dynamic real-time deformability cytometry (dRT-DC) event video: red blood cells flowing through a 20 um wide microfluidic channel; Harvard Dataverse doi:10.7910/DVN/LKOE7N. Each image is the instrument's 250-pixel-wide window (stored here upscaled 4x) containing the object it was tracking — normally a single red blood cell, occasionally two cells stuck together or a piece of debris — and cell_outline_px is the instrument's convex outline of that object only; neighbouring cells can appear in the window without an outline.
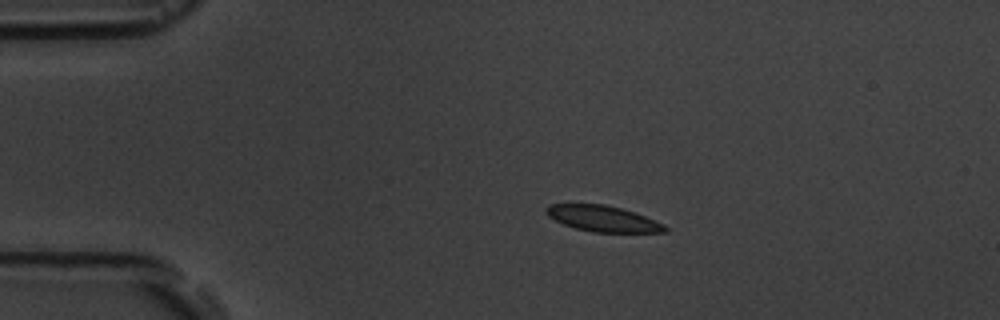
{"species": "common noctule bat (a hibernating species)", "species_latin": "Nyctalus noctula", "temperature_condition": "room temperature", "stored_images_in_passage": 6, "camera_frame_rate_fps": 3000, "um_per_image_px": 0.085, "animal": {"sex": "male", "body_mass_g": 19.5, "forearm_length_mm": 54.6}, "frame": {"image": 1, "passage_image": 3, "time_ms": 2.333, "image_size_px": [1000, 320], "cell_outline_px": [[672, 228], [668, 232], [592, 232], [576, 228], [564, 224], [548, 216], [544, 212], [544, 208], [548, 204], [572, 200], [604, 204], [636, 212], [664, 224]], "centroid_in_image_um": [51.18, 18.52], "position_along_channel_um": 33.8, "area_um2": 18.9}}
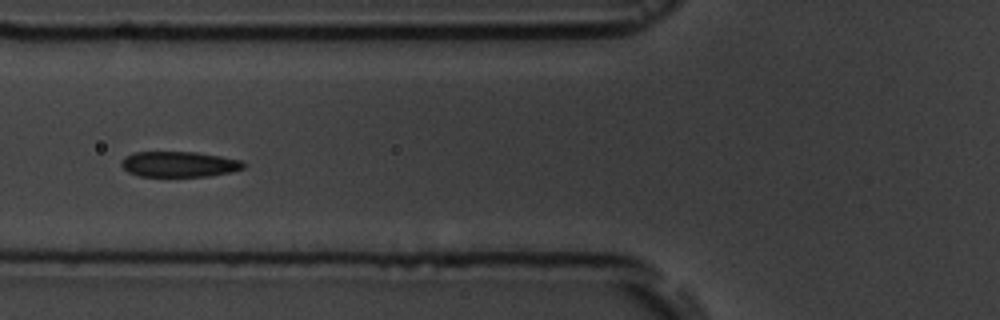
{"frame": {"image": 2, "passage_image": 5, "time_ms": 5.667, "image_size_px": [1000, 320], "cell_outline_px": [[244, 168], [232, 172], [208, 176], [140, 176], [128, 172], [120, 164], [124, 156], [132, 152], [196, 152], [220, 156], [240, 160], [244, 164]], "centroid_in_image_um": [15.2, 13.95], "position_along_channel_um": 110.6, "area_um2": 18.15}}
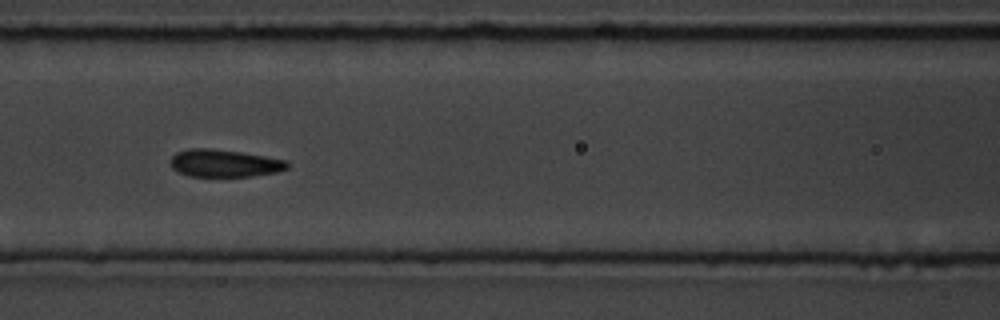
{"frame": {"image": 3, "passage_image": 6, "time_ms": 6.667, "image_size_px": [1000, 320], "cell_outline_px": [[288, 168], [276, 172], [252, 176], [188, 176], [172, 168], [168, 160], [176, 152], [188, 148], [208, 148], [240, 152], [288, 160]], "centroid_in_image_um": [19.04, 13.87], "position_along_channel_um": 147.6, "area_um2": 18.73}}